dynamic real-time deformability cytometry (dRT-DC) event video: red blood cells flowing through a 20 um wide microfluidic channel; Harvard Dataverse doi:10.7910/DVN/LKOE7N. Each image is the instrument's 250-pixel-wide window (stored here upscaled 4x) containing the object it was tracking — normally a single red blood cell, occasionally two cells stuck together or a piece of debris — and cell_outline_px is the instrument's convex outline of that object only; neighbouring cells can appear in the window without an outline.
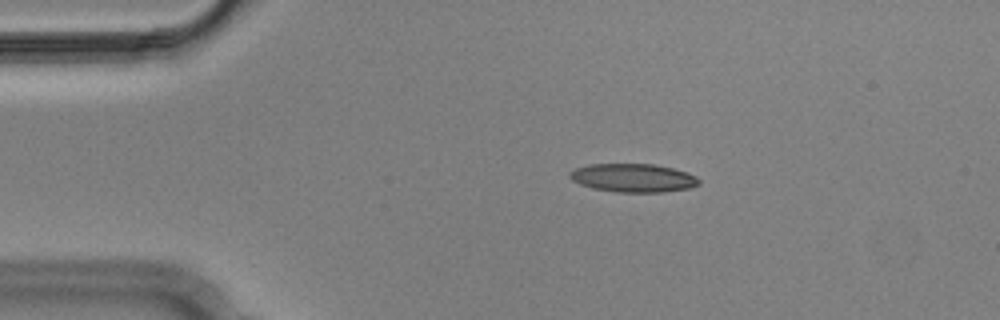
{"species": "Egyptian fruit bat (a non-hibernating species)", "species_latin": "Rousettus aegyptiacus", "temperature_condition": "cold", "stored_images_in_passage": 5, "camera_frame_rate_fps": 3000, "um_per_image_px": 0.085, "animal": {"sex": "male"}, "frame": {"image": 1, "passage_image": 3, "time_ms": 0.667, "image_size_px": [1000, 320], "cell_outline_px": [[700, 184], [688, 188], [660, 192], [616, 192], [592, 188], [580, 184], [572, 180], [568, 176], [568, 172], [576, 168], [588, 164], [656, 164], [688, 172], [696, 176], [700, 180]], "centroid_in_image_um": [53.8, 15.11], "position_along_channel_um": 31.2, "area_um2": 21.5}}